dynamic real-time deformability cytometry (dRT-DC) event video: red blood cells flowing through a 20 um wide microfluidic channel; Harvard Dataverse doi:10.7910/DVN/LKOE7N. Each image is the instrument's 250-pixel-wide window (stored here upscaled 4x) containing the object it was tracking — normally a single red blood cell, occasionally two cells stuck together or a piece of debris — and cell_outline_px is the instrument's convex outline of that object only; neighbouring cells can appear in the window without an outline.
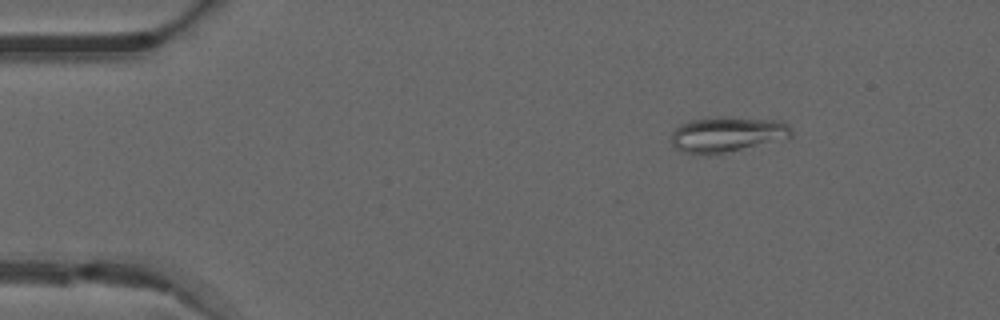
{"species": "common noctule bat (a hibernating species)", "species_latin": "Nyctalus noctula", "temperature_condition": "warm", "stored_images_in_passage": 45, "camera_frame_rate_fps": 3000, "um_per_image_px": 0.085, "animal": {"sex": "male", "forearm_length_mm": 52.5}, "frame": {"image": 1, "passage_image": 2, "time_ms": 0.333, "image_size_px": [1000, 320], "cell_outline_px": [[792, 136], [788, 140], [724, 152], [700, 156], [684, 152], [676, 148], [672, 144], [672, 132], [680, 124], [688, 120], [724, 116], [728, 116], [776, 120], [788, 124], [792, 132]], "centroid_in_image_um": [61.84, 11.42], "position_along_channel_um": 23.2, "area_um2": 25.2}}
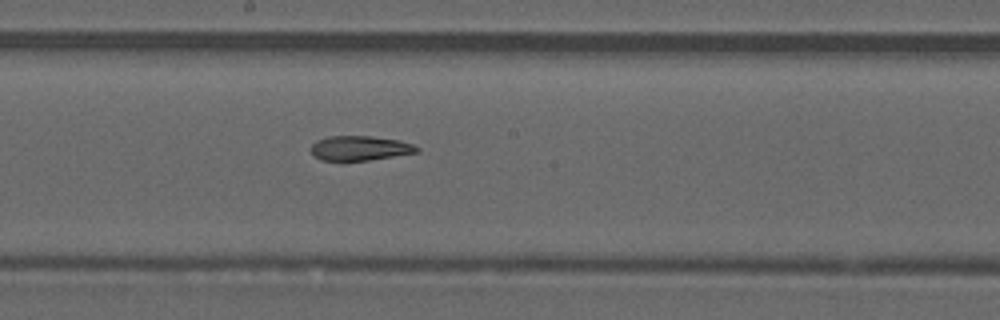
{"frame": {"image": 2, "passage_image": 22, "time_ms": 7.0, "image_size_px": [1000, 320], "cell_outline_px": [[420, 152], [368, 160], [340, 164], [320, 160], [312, 156], [312, 144], [316, 140], [328, 136], [372, 136], [400, 140], [412, 144], [420, 148]], "centroid_in_image_um": [30.53, 12.64], "position_along_channel_um": 217.7, "area_um2": 15.95}}
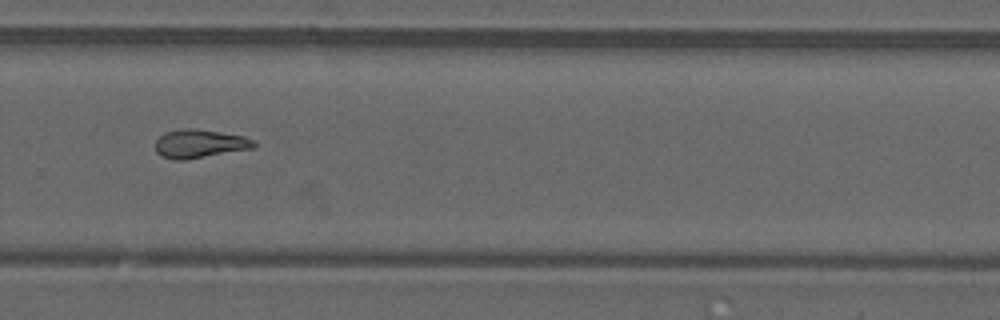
{"frame": {"image": 3, "passage_image": 29, "time_ms": 9.333, "image_size_px": [1000, 320], "cell_outline_px": [[256, 144], [252, 148], [184, 160], [172, 160], [160, 156], [156, 152], [156, 140], [164, 132], [180, 128], [192, 128], [220, 132], [244, 136], [256, 140]], "centroid_in_image_um": [16.93, 12.21], "position_along_channel_um": 312.9, "area_um2": 16.42}, "authors_computed_cell_mechanics": {"area_um2": 16.473, "velocity_mm_per_s": 4.0999, "shape_relaxation_time_tau1_ms": null, "shape_relaxation_time_tau2_ms": 8.434, "deformation_change_tau1": null, "deformation_change_tau2": 0.1691}}